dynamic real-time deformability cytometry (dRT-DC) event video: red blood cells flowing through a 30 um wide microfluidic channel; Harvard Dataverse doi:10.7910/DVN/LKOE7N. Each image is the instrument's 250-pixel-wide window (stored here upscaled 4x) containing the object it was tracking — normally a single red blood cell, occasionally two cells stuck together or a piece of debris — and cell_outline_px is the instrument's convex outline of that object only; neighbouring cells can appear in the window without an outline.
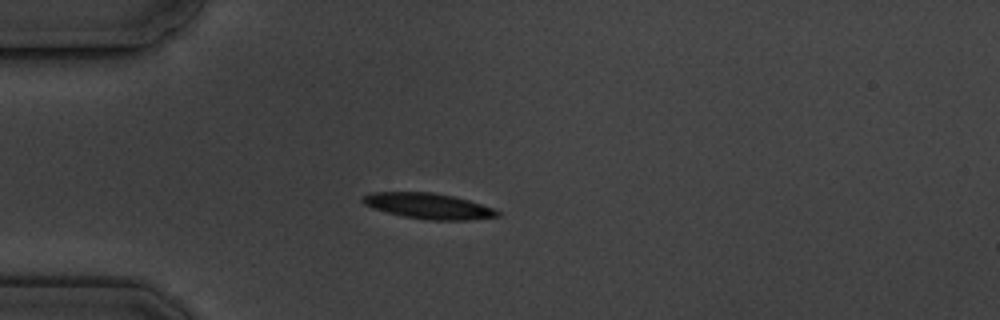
{"species": "common noctule bat (a hibernating species)", "species_latin": "Nyctalus noctula", "temperature_condition": "cold", "stored_images_in_passage": 12, "camera_frame_rate_fps": 3000, "um_per_image_px": 0.085, "animal": {"sex": "male", "body_mass_g": 19.5, "forearm_length_mm": 54.6}, "frame": {"image": 1, "passage_image": 3, "time_ms": 3.333, "image_size_px": [1000, 320], "cell_outline_px": [[500, 216], [472, 220], [428, 220], [404, 216], [372, 208], [364, 204], [360, 200], [364, 196], [372, 192], [432, 192], [452, 196], [468, 200], [492, 208], [500, 212]], "centroid_in_image_um": [36.41, 17.51], "position_along_channel_um": 48.6, "area_um2": 20.0}, "authors_computed_cell_mechanics": {"area_um2": 19.9121, "velocity_mm_per_s": 3.48, "shape_relaxation_time_tau1_ms": 3.5951, "shape_relaxation_time_tau2_ms": null, "deformation_change_tau1": 0.1294, "deformation_change_tau2": null}}